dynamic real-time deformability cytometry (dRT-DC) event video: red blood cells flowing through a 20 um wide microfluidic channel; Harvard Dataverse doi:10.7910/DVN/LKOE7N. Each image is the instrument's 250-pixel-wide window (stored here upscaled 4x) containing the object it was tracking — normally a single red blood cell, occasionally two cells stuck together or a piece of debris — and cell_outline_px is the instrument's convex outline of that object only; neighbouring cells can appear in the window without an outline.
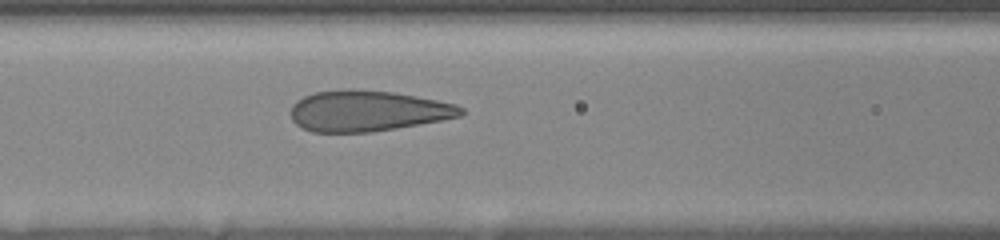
{"species": "human", "species_latin": "Homo sapiens", "temperature_condition": "room temperature", "stored_images_in_passage": 12, "camera_frame_rate_fps": 3000, "um_per_image_px": 0.085, "donor": {"sex": "female"}, "frame": {"image": 1, "passage_image": 12, "time_ms": 7.333, "image_size_px": [1000, 240], "cell_outline_px": [[464, 112], [460, 116], [440, 120], [396, 128], [372, 132], [312, 132], [300, 128], [292, 120], [292, 104], [296, 100], [304, 96], [316, 92], [348, 88], [352, 88], [392, 92], [416, 96], [456, 104], [464, 108]], "centroid_in_image_um": [31.21, 9.42], "position_along_channel_um": 135.4, "area_um2": 40.52}}